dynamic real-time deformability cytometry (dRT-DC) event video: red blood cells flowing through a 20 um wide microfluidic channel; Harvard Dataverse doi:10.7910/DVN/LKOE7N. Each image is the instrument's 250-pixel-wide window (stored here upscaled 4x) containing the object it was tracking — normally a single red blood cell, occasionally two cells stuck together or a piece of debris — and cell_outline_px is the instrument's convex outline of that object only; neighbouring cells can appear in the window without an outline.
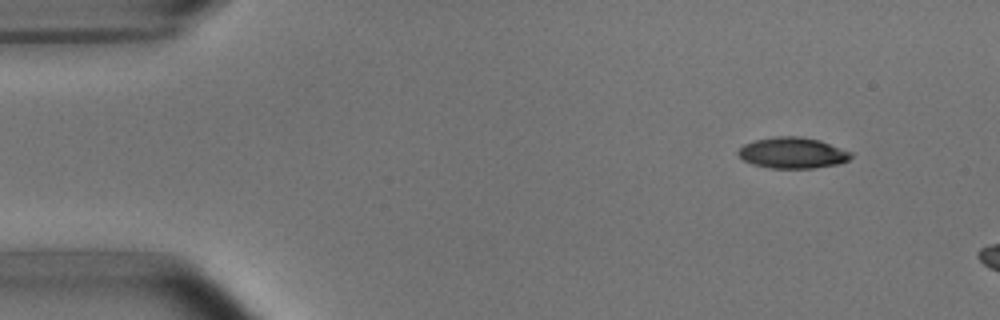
{"species": "common noctule bat (a hibernating species)", "species_latin": "Nyctalus noctula", "temperature_condition": "room temperature", "stored_images_in_passage": 4, "camera_frame_rate_fps": 3000, "um_per_image_px": 0.085, "animal": {"sex": "male", "body_mass_g": 15.6}, "frame": {"image": 1, "passage_image": 2, "time_ms": 1.0, "image_size_px": [1000, 320], "cell_outline_px": [[852, 156], [848, 160], [840, 164], [812, 168], [772, 168], [752, 164], [744, 160], [736, 152], [744, 144], [756, 140], [772, 136], [796, 136], [820, 140], [852, 152]], "centroid_in_image_um": [67.38, 12.99], "position_along_channel_um": 17.6, "area_um2": 20.35}}